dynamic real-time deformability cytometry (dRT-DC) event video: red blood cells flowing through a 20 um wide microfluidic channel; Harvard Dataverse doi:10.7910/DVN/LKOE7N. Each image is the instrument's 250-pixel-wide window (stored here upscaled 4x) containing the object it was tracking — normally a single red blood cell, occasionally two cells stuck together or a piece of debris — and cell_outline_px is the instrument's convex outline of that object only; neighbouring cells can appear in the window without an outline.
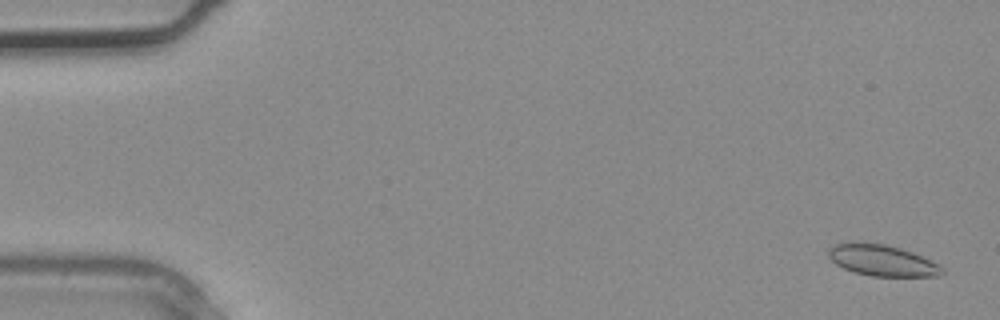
{"species": "common noctule bat (a hibernating species)", "species_latin": "Nyctalus noctula", "temperature_condition": "warm", "stored_images_in_passage": 3, "camera_frame_rate_fps": 3000, "um_per_image_px": 0.085, "animal": {"sex": "male", "body_mass_g": 20.4}, "frame": {"image": 1, "passage_image": 1, "time_ms": 0.0, "image_size_px": [1000, 320], "cell_outline_px": [[944, 272], [940, 276], [872, 276], [852, 272], [836, 264], [828, 256], [828, 248], [836, 244], [884, 244], [900, 248], [912, 252], [940, 264], [944, 268]], "centroid_in_image_um": [75.03, 22.17], "position_along_channel_um": 10.0, "area_um2": 20.29}}
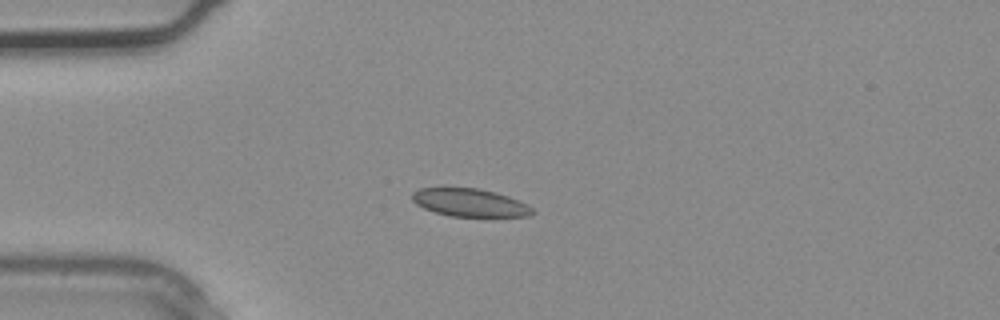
{"frame": {"image": 2, "passage_image": 3, "time_ms": 0.667, "image_size_px": [1000, 320], "cell_outline_px": [[536, 212], [528, 216], [452, 216], [436, 212], [424, 208], [416, 204], [412, 200], [412, 192], [420, 188], [440, 184], [444, 184], [480, 188], [496, 192], [508, 196], [528, 204]], "centroid_in_image_um": [39.86, 17.15], "position_along_channel_um": 45.1, "area_um2": 20.4}}